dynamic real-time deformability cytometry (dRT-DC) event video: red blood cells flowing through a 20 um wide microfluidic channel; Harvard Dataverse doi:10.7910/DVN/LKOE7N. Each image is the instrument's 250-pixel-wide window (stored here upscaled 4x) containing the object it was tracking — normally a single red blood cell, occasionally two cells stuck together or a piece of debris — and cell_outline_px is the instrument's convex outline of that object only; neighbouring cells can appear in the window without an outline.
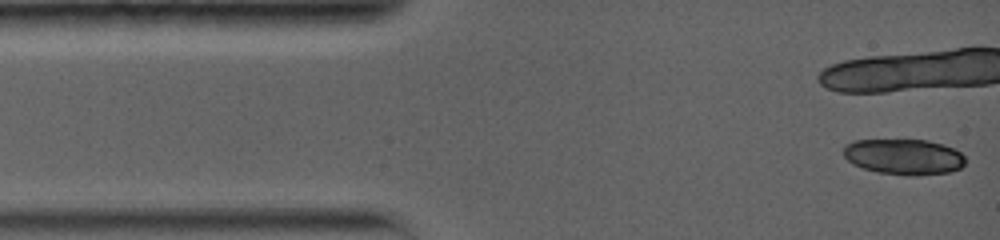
{"species": "common noctule bat (a hibernating species)", "species_latin": "Nyctalus noctula", "temperature_condition": "warm", "stored_images_in_passage": 4, "camera_frame_rate_fps": 5000, "um_per_image_px": 0.085, "animal": {"sex": "female", "body_mass_g": 19.0, "forearm_length_mm": 56.7}, "frame": {"image": 1, "passage_image": 1, "time_ms": 0.0, "image_size_px": [1000, 240], "cell_outline_px": [[964, 164], [960, 168], [952, 172], [920, 176], [908, 176], [876, 172], [852, 164], [844, 156], [844, 148], [848, 144], [856, 140], [928, 140], [944, 144], [960, 152], [964, 156]], "centroid_in_image_um": [76.86, 13.34], "position_along_channel_um": 8.1, "area_um2": 25.49}}